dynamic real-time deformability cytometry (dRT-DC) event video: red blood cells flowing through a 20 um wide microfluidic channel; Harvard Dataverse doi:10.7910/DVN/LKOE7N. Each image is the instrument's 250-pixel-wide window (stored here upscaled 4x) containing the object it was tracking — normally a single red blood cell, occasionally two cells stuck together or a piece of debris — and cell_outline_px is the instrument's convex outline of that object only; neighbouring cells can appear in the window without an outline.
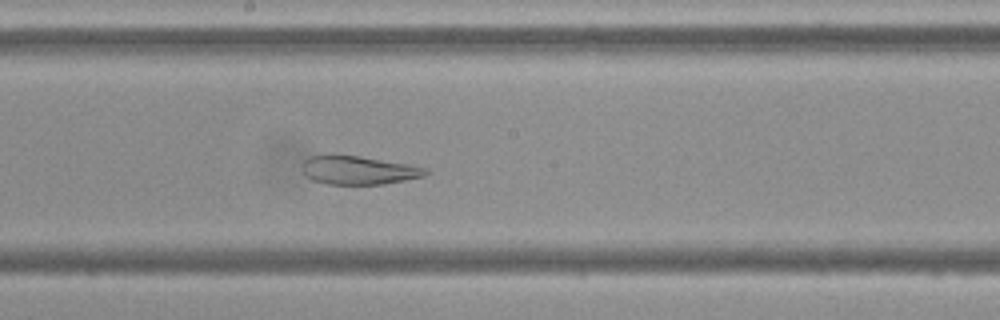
{"species": "Egyptian fruit bat (a non-hibernating species)", "species_latin": "Rousettus aegyptiacus", "temperature_condition": "cold", "stored_images_in_passage": 54, "camera_frame_rate_fps": 3000, "um_per_image_px": 0.085, "frame": {"image": 1, "passage_image": 29, "time_ms": 9.333, "image_size_px": [1000, 320], "cell_outline_px": [[432, 172], [424, 176], [384, 184], [328, 184], [312, 180], [304, 172], [304, 160], [308, 156], [324, 152], [332, 152], [360, 156], [408, 164], [428, 168]], "centroid_in_image_um": [30.46, 14.42], "position_along_channel_um": 217.7, "area_um2": 21.04}}
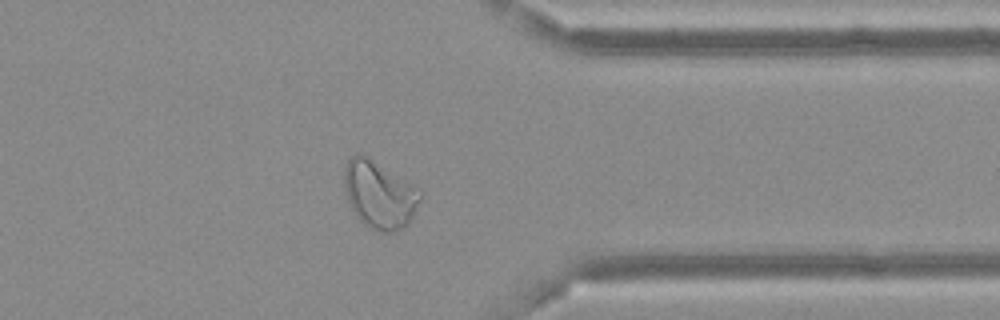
{"frame": {"image": 2, "passage_image": 43, "time_ms": 14.0, "image_size_px": [1000, 320], "cell_outline_px": [[420, 200], [408, 224], [404, 228], [392, 232], [376, 232], [368, 228], [356, 216], [348, 200], [344, 188], [344, 168], [348, 160], [356, 152], [360, 152], [368, 156], [416, 184], [420, 192]], "centroid_in_image_um": [32.25, 16.52], "position_along_channel_um": 379.2, "area_um2": 30.4}}
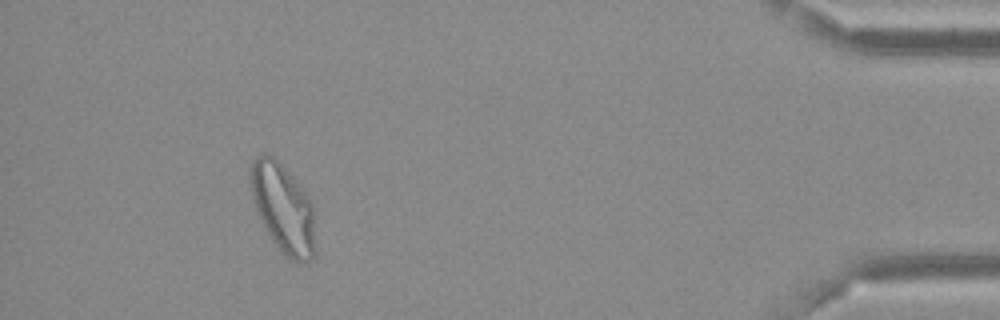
{"frame": {"image": 3, "passage_image": 50, "time_ms": 16.333, "image_size_px": [1000, 320], "cell_outline_px": [[316, 256], [312, 260], [300, 264], [296, 264], [276, 244], [268, 232], [256, 212], [252, 200], [248, 176], [248, 168], [252, 160], [256, 156], [264, 152], [272, 156], [300, 184], [312, 204], [316, 248]], "centroid_in_image_um": [24.05, 17.69], "position_along_channel_um": 411.2, "area_um2": 34.04}}